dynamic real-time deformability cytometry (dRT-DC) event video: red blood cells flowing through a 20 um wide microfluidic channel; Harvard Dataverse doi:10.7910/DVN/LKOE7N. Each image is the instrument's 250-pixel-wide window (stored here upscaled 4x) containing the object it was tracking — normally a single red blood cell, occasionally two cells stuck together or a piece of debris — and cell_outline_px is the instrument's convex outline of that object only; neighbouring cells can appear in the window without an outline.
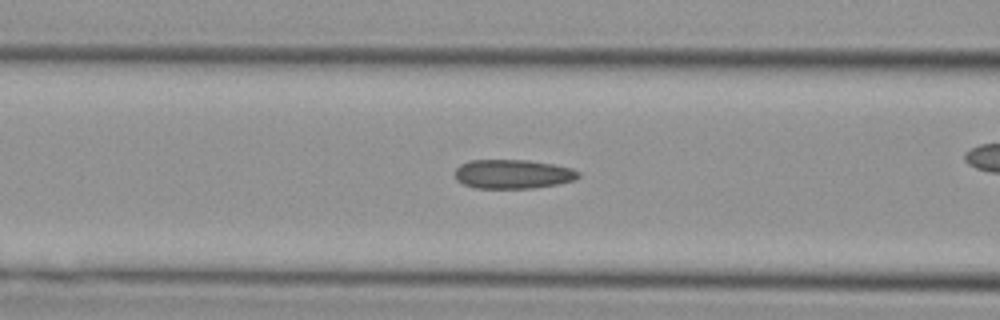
{"species": "Egyptian fruit bat (a non-hibernating species)", "species_latin": "Rousettus aegyptiacus", "temperature_condition": "cold", "stored_images_in_passage": 37, "camera_frame_rate_fps": 3000, "um_per_image_px": 0.085, "animal": {"sex": "female"}, "frame": {"image": 1, "passage_image": 18, "time_ms": 5.667, "image_size_px": [1000, 320], "cell_outline_px": [[580, 176], [576, 180], [556, 184], [532, 188], [476, 188], [464, 184], [456, 180], [456, 168], [460, 164], [468, 160], [528, 160], [552, 164], [572, 168], [580, 172]], "centroid_in_image_um": [43.6, 14.79], "position_along_channel_um": 123.0, "area_um2": 20.98}}
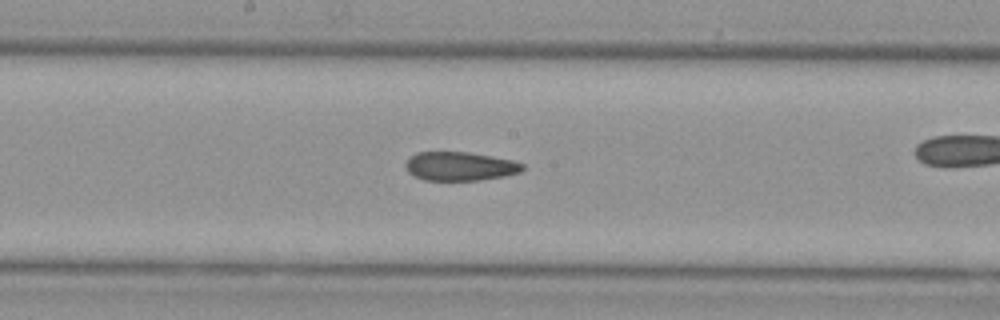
{"frame": {"image": 2, "passage_image": 24, "time_ms": 7.667, "image_size_px": [1000, 320], "cell_outline_px": [[524, 168], [520, 172], [504, 176], [480, 180], [424, 180], [412, 176], [408, 172], [404, 164], [416, 152], [468, 152], [492, 156], [512, 160], [524, 164]], "centroid_in_image_um": [39.08, 14.13], "position_along_channel_um": 209.1, "area_um2": 19.65}}
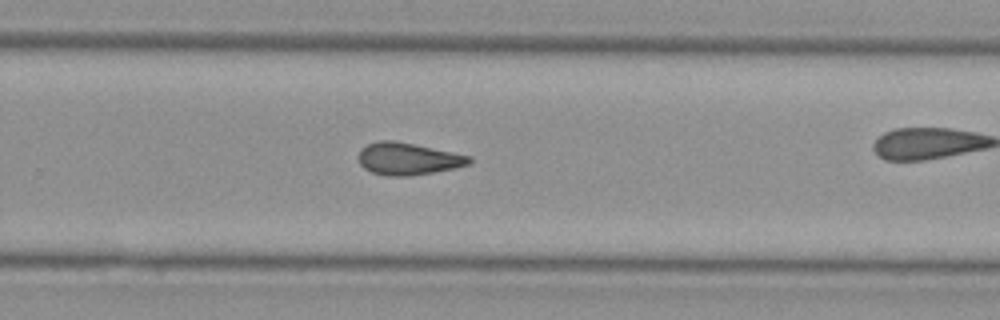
{"frame": {"image": 3, "passage_image": 30, "time_ms": 9.667, "image_size_px": [1000, 320], "cell_outline_px": [[472, 164], [432, 172], [404, 176], [388, 176], [372, 172], [364, 168], [360, 164], [360, 148], [368, 144], [380, 140], [396, 140], [472, 156]], "centroid_in_image_um": [34.7, 13.48], "position_along_channel_um": 295.1, "area_um2": 20.63}}